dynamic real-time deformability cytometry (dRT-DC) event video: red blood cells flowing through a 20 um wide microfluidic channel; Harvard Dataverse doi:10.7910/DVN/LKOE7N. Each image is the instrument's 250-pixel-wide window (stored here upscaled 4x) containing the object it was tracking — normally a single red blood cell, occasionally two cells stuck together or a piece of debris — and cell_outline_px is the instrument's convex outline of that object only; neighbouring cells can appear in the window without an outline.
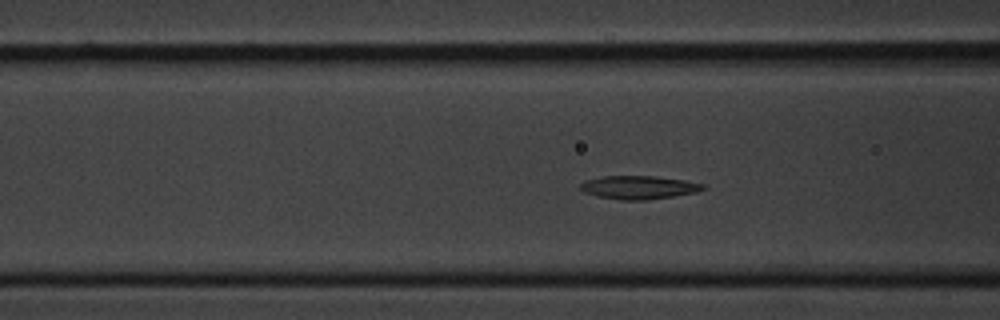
{"species": "common noctule bat (a hibernating species)", "species_latin": "Nyctalus noctula", "temperature_condition": "cold", "stored_images_in_passage": 59, "camera_frame_rate_fps": 3000, "um_per_image_px": 0.085, "animal": {"sex": "male", "body_mass_g": 20.1, "forearm_length_mm": 53.5}, "frame": {"image": 1, "passage_image": 21, "time_ms": 6.667, "image_size_px": [1000, 320], "cell_outline_px": [[708, 188], [696, 192], [648, 200], [620, 200], [596, 196], [584, 192], [580, 188], [580, 184], [584, 180], [604, 176], [656, 176], [684, 180], [704, 184]], "centroid_in_image_um": [54.29, 15.93], "position_along_channel_um": 112.3, "area_um2": 16.76}}
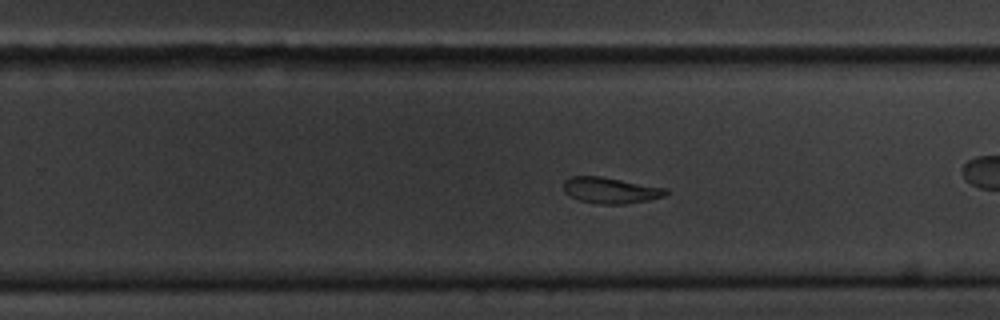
{"frame": {"image": 2, "passage_image": 36, "time_ms": 11.667, "image_size_px": [1000, 320], "cell_outline_px": [[668, 192], [664, 196], [648, 200], [624, 204], [596, 204], [580, 200], [564, 192], [564, 180], [572, 176], [600, 176], [668, 188]], "centroid_in_image_um": [51.9, 16.17], "position_along_channel_um": 277.9, "area_um2": 15.49}}
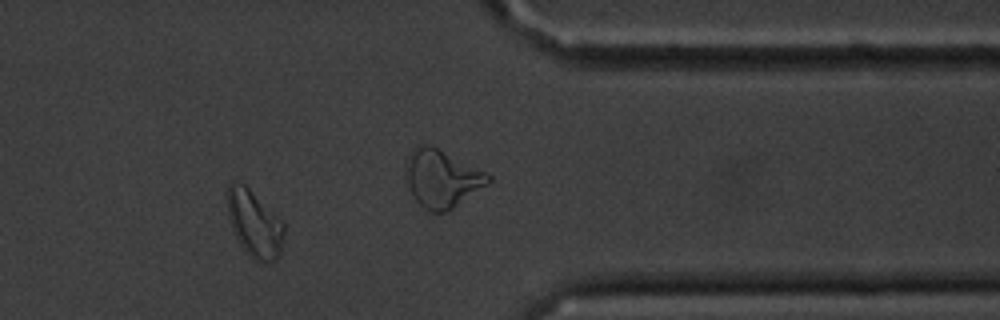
{"frame": {"image": 3, "passage_image": 48, "time_ms": 15.667, "image_size_px": [1000, 320], "cell_outline_px": [[284, 236], [280, 256], [276, 260], [256, 264], [240, 244], [236, 236], [228, 216], [228, 184], [232, 180], [244, 184], [284, 224]], "centroid_in_image_um": [21.63, 19.07], "position_along_channel_um": 389.8, "area_um2": 21.79}, "authors_computed_cell_mechanics": {"area_um2": 16.6464, "velocity_mm_per_s": 3.3134, "shape_relaxation_time_tau1_ms": 3.2935, "shape_relaxation_time_tau2_ms": 6.4909, "deformation_change_tau1": 0.133, "deformation_change_tau2": 0.1304}}